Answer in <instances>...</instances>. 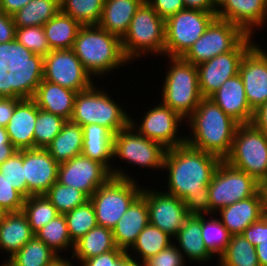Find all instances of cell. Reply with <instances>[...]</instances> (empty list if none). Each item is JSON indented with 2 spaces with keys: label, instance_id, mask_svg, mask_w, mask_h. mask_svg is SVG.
I'll list each match as a JSON object with an SVG mask.
<instances>
[{
  "label": "cell",
  "instance_id": "1",
  "mask_svg": "<svg viewBox=\"0 0 267 266\" xmlns=\"http://www.w3.org/2000/svg\"><path fill=\"white\" fill-rule=\"evenodd\" d=\"M221 159L187 143L167 149L163 170H168L164 192L182 199L189 215H210L208 185Z\"/></svg>",
  "mask_w": 267,
  "mask_h": 266
},
{
  "label": "cell",
  "instance_id": "2",
  "mask_svg": "<svg viewBox=\"0 0 267 266\" xmlns=\"http://www.w3.org/2000/svg\"><path fill=\"white\" fill-rule=\"evenodd\" d=\"M192 130L186 143L224 160L231 152L239 123L227 115L211 98L203 97L185 120ZM193 134V135H192Z\"/></svg>",
  "mask_w": 267,
  "mask_h": 266
},
{
  "label": "cell",
  "instance_id": "3",
  "mask_svg": "<svg viewBox=\"0 0 267 266\" xmlns=\"http://www.w3.org/2000/svg\"><path fill=\"white\" fill-rule=\"evenodd\" d=\"M72 50L93 79V75L100 78L129 63L124 57L121 39L98 25L82 26Z\"/></svg>",
  "mask_w": 267,
  "mask_h": 266
},
{
  "label": "cell",
  "instance_id": "4",
  "mask_svg": "<svg viewBox=\"0 0 267 266\" xmlns=\"http://www.w3.org/2000/svg\"><path fill=\"white\" fill-rule=\"evenodd\" d=\"M168 68L162 85V101L183 119H187L197 108L201 99L197 65L181 57H168Z\"/></svg>",
  "mask_w": 267,
  "mask_h": 266
},
{
  "label": "cell",
  "instance_id": "5",
  "mask_svg": "<svg viewBox=\"0 0 267 266\" xmlns=\"http://www.w3.org/2000/svg\"><path fill=\"white\" fill-rule=\"evenodd\" d=\"M92 85L76 94L70 120L80 126L98 124L114 135L130 124L131 116L113 100L107 91ZM98 89V90H97Z\"/></svg>",
  "mask_w": 267,
  "mask_h": 266
},
{
  "label": "cell",
  "instance_id": "6",
  "mask_svg": "<svg viewBox=\"0 0 267 266\" xmlns=\"http://www.w3.org/2000/svg\"><path fill=\"white\" fill-rule=\"evenodd\" d=\"M124 57L130 62L141 54L164 55L165 20L144 1L133 16L128 31L121 39Z\"/></svg>",
  "mask_w": 267,
  "mask_h": 266
},
{
  "label": "cell",
  "instance_id": "7",
  "mask_svg": "<svg viewBox=\"0 0 267 266\" xmlns=\"http://www.w3.org/2000/svg\"><path fill=\"white\" fill-rule=\"evenodd\" d=\"M224 160L258 183L267 181V135L252 123L239 124L231 152Z\"/></svg>",
  "mask_w": 267,
  "mask_h": 266
},
{
  "label": "cell",
  "instance_id": "8",
  "mask_svg": "<svg viewBox=\"0 0 267 266\" xmlns=\"http://www.w3.org/2000/svg\"><path fill=\"white\" fill-rule=\"evenodd\" d=\"M0 60L8 63V70L14 71V98H32L43 80L44 57L14 39L0 43Z\"/></svg>",
  "mask_w": 267,
  "mask_h": 266
},
{
  "label": "cell",
  "instance_id": "9",
  "mask_svg": "<svg viewBox=\"0 0 267 266\" xmlns=\"http://www.w3.org/2000/svg\"><path fill=\"white\" fill-rule=\"evenodd\" d=\"M135 180L111 177L89 198L98 226L113 229L142 189Z\"/></svg>",
  "mask_w": 267,
  "mask_h": 266
},
{
  "label": "cell",
  "instance_id": "10",
  "mask_svg": "<svg viewBox=\"0 0 267 266\" xmlns=\"http://www.w3.org/2000/svg\"><path fill=\"white\" fill-rule=\"evenodd\" d=\"M260 189L252 176L221 160L208 185L210 214L237 201L253 196Z\"/></svg>",
  "mask_w": 267,
  "mask_h": 266
},
{
  "label": "cell",
  "instance_id": "11",
  "mask_svg": "<svg viewBox=\"0 0 267 266\" xmlns=\"http://www.w3.org/2000/svg\"><path fill=\"white\" fill-rule=\"evenodd\" d=\"M216 18V12L183 9L165 20V57H182Z\"/></svg>",
  "mask_w": 267,
  "mask_h": 266
},
{
  "label": "cell",
  "instance_id": "12",
  "mask_svg": "<svg viewBox=\"0 0 267 266\" xmlns=\"http://www.w3.org/2000/svg\"><path fill=\"white\" fill-rule=\"evenodd\" d=\"M248 35L229 21L215 18L203 35L181 57L198 65L215 56L234 50Z\"/></svg>",
  "mask_w": 267,
  "mask_h": 266
},
{
  "label": "cell",
  "instance_id": "13",
  "mask_svg": "<svg viewBox=\"0 0 267 266\" xmlns=\"http://www.w3.org/2000/svg\"><path fill=\"white\" fill-rule=\"evenodd\" d=\"M166 150L160 143L142 136L131 124L113 137V158L142 168H163Z\"/></svg>",
  "mask_w": 267,
  "mask_h": 266
},
{
  "label": "cell",
  "instance_id": "14",
  "mask_svg": "<svg viewBox=\"0 0 267 266\" xmlns=\"http://www.w3.org/2000/svg\"><path fill=\"white\" fill-rule=\"evenodd\" d=\"M72 49L51 50L44 57L43 80L80 92L94 82Z\"/></svg>",
  "mask_w": 267,
  "mask_h": 266
},
{
  "label": "cell",
  "instance_id": "15",
  "mask_svg": "<svg viewBox=\"0 0 267 266\" xmlns=\"http://www.w3.org/2000/svg\"><path fill=\"white\" fill-rule=\"evenodd\" d=\"M252 37L248 35L234 50L197 65L202 97H210L226 80L239 73L242 58L256 43Z\"/></svg>",
  "mask_w": 267,
  "mask_h": 266
},
{
  "label": "cell",
  "instance_id": "16",
  "mask_svg": "<svg viewBox=\"0 0 267 266\" xmlns=\"http://www.w3.org/2000/svg\"><path fill=\"white\" fill-rule=\"evenodd\" d=\"M149 109L140 124H136L134 119L130 118V124L142 136L160 143L166 149L186 143V137H179L177 134L178 126L185 121L178 113L163 103Z\"/></svg>",
  "mask_w": 267,
  "mask_h": 266
},
{
  "label": "cell",
  "instance_id": "17",
  "mask_svg": "<svg viewBox=\"0 0 267 266\" xmlns=\"http://www.w3.org/2000/svg\"><path fill=\"white\" fill-rule=\"evenodd\" d=\"M112 177L101 163L83 154L59 164L57 182L82 191L88 198Z\"/></svg>",
  "mask_w": 267,
  "mask_h": 266
},
{
  "label": "cell",
  "instance_id": "18",
  "mask_svg": "<svg viewBox=\"0 0 267 266\" xmlns=\"http://www.w3.org/2000/svg\"><path fill=\"white\" fill-rule=\"evenodd\" d=\"M141 195L146 199L149 223L174 237L190 216L183 200L156 189L143 188Z\"/></svg>",
  "mask_w": 267,
  "mask_h": 266
},
{
  "label": "cell",
  "instance_id": "19",
  "mask_svg": "<svg viewBox=\"0 0 267 266\" xmlns=\"http://www.w3.org/2000/svg\"><path fill=\"white\" fill-rule=\"evenodd\" d=\"M256 43L245 53L239 66L247 102L255 111L267 100V51Z\"/></svg>",
  "mask_w": 267,
  "mask_h": 266
},
{
  "label": "cell",
  "instance_id": "20",
  "mask_svg": "<svg viewBox=\"0 0 267 266\" xmlns=\"http://www.w3.org/2000/svg\"><path fill=\"white\" fill-rule=\"evenodd\" d=\"M23 168L31 195H44L57 181L59 164L46 148L23 150Z\"/></svg>",
  "mask_w": 267,
  "mask_h": 266
},
{
  "label": "cell",
  "instance_id": "21",
  "mask_svg": "<svg viewBox=\"0 0 267 266\" xmlns=\"http://www.w3.org/2000/svg\"><path fill=\"white\" fill-rule=\"evenodd\" d=\"M216 18L229 21L253 36V29L266 25L267 0H224L216 9Z\"/></svg>",
  "mask_w": 267,
  "mask_h": 266
},
{
  "label": "cell",
  "instance_id": "22",
  "mask_svg": "<svg viewBox=\"0 0 267 266\" xmlns=\"http://www.w3.org/2000/svg\"><path fill=\"white\" fill-rule=\"evenodd\" d=\"M113 137L114 134L104 126L98 124L83 126L82 154L103 164L112 177L134 180L128 172H124L119 166V169L113 167L110 163L113 159Z\"/></svg>",
  "mask_w": 267,
  "mask_h": 266
},
{
  "label": "cell",
  "instance_id": "23",
  "mask_svg": "<svg viewBox=\"0 0 267 266\" xmlns=\"http://www.w3.org/2000/svg\"><path fill=\"white\" fill-rule=\"evenodd\" d=\"M209 98L239 124L252 122L254 111L247 102L239 74L226 80Z\"/></svg>",
  "mask_w": 267,
  "mask_h": 266
},
{
  "label": "cell",
  "instance_id": "24",
  "mask_svg": "<svg viewBox=\"0 0 267 266\" xmlns=\"http://www.w3.org/2000/svg\"><path fill=\"white\" fill-rule=\"evenodd\" d=\"M217 212L220 213L219 220L231 235L242 234L253 222L264 216L260 189L253 196L223 207Z\"/></svg>",
  "mask_w": 267,
  "mask_h": 266
},
{
  "label": "cell",
  "instance_id": "25",
  "mask_svg": "<svg viewBox=\"0 0 267 266\" xmlns=\"http://www.w3.org/2000/svg\"><path fill=\"white\" fill-rule=\"evenodd\" d=\"M148 224L149 212L146 199L140 194L112 229L116 247L128 251Z\"/></svg>",
  "mask_w": 267,
  "mask_h": 266
},
{
  "label": "cell",
  "instance_id": "26",
  "mask_svg": "<svg viewBox=\"0 0 267 266\" xmlns=\"http://www.w3.org/2000/svg\"><path fill=\"white\" fill-rule=\"evenodd\" d=\"M38 107L32 98L21 99L15 106L6 131L17 150L34 148V129Z\"/></svg>",
  "mask_w": 267,
  "mask_h": 266
},
{
  "label": "cell",
  "instance_id": "27",
  "mask_svg": "<svg viewBox=\"0 0 267 266\" xmlns=\"http://www.w3.org/2000/svg\"><path fill=\"white\" fill-rule=\"evenodd\" d=\"M77 93L58 84L42 80L32 99L39 109L70 120Z\"/></svg>",
  "mask_w": 267,
  "mask_h": 266
},
{
  "label": "cell",
  "instance_id": "28",
  "mask_svg": "<svg viewBox=\"0 0 267 266\" xmlns=\"http://www.w3.org/2000/svg\"><path fill=\"white\" fill-rule=\"evenodd\" d=\"M145 0H104L98 26L120 39L127 33L130 22Z\"/></svg>",
  "mask_w": 267,
  "mask_h": 266
},
{
  "label": "cell",
  "instance_id": "29",
  "mask_svg": "<svg viewBox=\"0 0 267 266\" xmlns=\"http://www.w3.org/2000/svg\"><path fill=\"white\" fill-rule=\"evenodd\" d=\"M202 215H190L177 234L173 237L178 242V250L187 257V260L200 263L212 260L214 257L206 248L201 236Z\"/></svg>",
  "mask_w": 267,
  "mask_h": 266
},
{
  "label": "cell",
  "instance_id": "30",
  "mask_svg": "<svg viewBox=\"0 0 267 266\" xmlns=\"http://www.w3.org/2000/svg\"><path fill=\"white\" fill-rule=\"evenodd\" d=\"M34 236L22 211L4 215L0 225V249L9 253L7 259L16 254Z\"/></svg>",
  "mask_w": 267,
  "mask_h": 266
},
{
  "label": "cell",
  "instance_id": "31",
  "mask_svg": "<svg viewBox=\"0 0 267 266\" xmlns=\"http://www.w3.org/2000/svg\"><path fill=\"white\" fill-rule=\"evenodd\" d=\"M83 127L67 120L61 132L46 147L50 156L58 163H64L82 154Z\"/></svg>",
  "mask_w": 267,
  "mask_h": 266
},
{
  "label": "cell",
  "instance_id": "32",
  "mask_svg": "<svg viewBox=\"0 0 267 266\" xmlns=\"http://www.w3.org/2000/svg\"><path fill=\"white\" fill-rule=\"evenodd\" d=\"M81 27L79 22L61 11L43 25L51 50L72 49Z\"/></svg>",
  "mask_w": 267,
  "mask_h": 266
},
{
  "label": "cell",
  "instance_id": "33",
  "mask_svg": "<svg viewBox=\"0 0 267 266\" xmlns=\"http://www.w3.org/2000/svg\"><path fill=\"white\" fill-rule=\"evenodd\" d=\"M115 248L112 230L97 225L75 242L70 259L75 258L81 263Z\"/></svg>",
  "mask_w": 267,
  "mask_h": 266
},
{
  "label": "cell",
  "instance_id": "34",
  "mask_svg": "<svg viewBox=\"0 0 267 266\" xmlns=\"http://www.w3.org/2000/svg\"><path fill=\"white\" fill-rule=\"evenodd\" d=\"M60 11V0H31L12 18L15 27L43 26Z\"/></svg>",
  "mask_w": 267,
  "mask_h": 266
},
{
  "label": "cell",
  "instance_id": "35",
  "mask_svg": "<svg viewBox=\"0 0 267 266\" xmlns=\"http://www.w3.org/2000/svg\"><path fill=\"white\" fill-rule=\"evenodd\" d=\"M172 238L168 233L149 223L141 231L135 243L127 252L133 260L137 261L141 257L140 260L142 259L141 261L144 262L149 257L158 254L161 250L172 244ZM131 250L134 252V255H138V258H133L134 255L129 253Z\"/></svg>",
  "mask_w": 267,
  "mask_h": 266
},
{
  "label": "cell",
  "instance_id": "36",
  "mask_svg": "<svg viewBox=\"0 0 267 266\" xmlns=\"http://www.w3.org/2000/svg\"><path fill=\"white\" fill-rule=\"evenodd\" d=\"M218 261L219 266H260L255 246L242 234L231 236L225 252Z\"/></svg>",
  "mask_w": 267,
  "mask_h": 266
},
{
  "label": "cell",
  "instance_id": "37",
  "mask_svg": "<svg viewBox=\"0 0 267 266\" xmlns=\"http://www.w3.org/2000/svg\"><path fill=\"white\" fill-rule=\"evenodd\" d=\"M35 236L58 255H60L59 253L63 250L74 249L75 243L70 238L64 214L57 215L43 226Z\"/></svg>",
  "mask_w": 267,
  "mask_h": 266
},
{
  "label": "cell",
  "instance_id": "38",
  "mask_svg": "<svg viewBox=\"0 0 267 266\" xmlns=\"http://www.w3.org/2000/svg\"><path fill=\"white\" fill-rule=\"evenodd\" d=\"M22 213L26 216L34 234L59 215L55 206L45 195H31L26 198Z\"/></svg>",
  "mask_w": 267,
  "mask_h": 266
},
{
  "label": "cell",
  "instance_id": "39",
  "mask_svg": "<svg viewBox=\"0 0 267 266\" xmlns=\"http://www.w3.org/2000/svg\"><path fill=\"white\" fill-rule=\"evenodd\" d=\"M57 256V253L34 236L9 260L14 266H48Z\"/></svg>",
  "mask_w": 267,
  "mask_h": 266
},
{
  "label": "cell",
  "instance_id": "40",
  "mask_svg": "<svg viewBox=\"0 0 267 266\" xmlns=\"http://www.w3.org/2000/svg\"><path fill=\"white\" fill-rule=\"evenodd\" d=\"M103 7L104 0H60V11L82 26L98 25Z\"/></svg>",
  "mask_w": 267,
  "mask_h": 266
},
{
  "label": "cell",
  "instance_id": "41",
  "mask_svg": "<svg viewBox=\"0 0 267 266\" xmlns=\"http://www.w3.org/2000/svg\"><path fill=\"white\" fill-rule=\"evenodd\" d=\"M71 240L75 243L97 226L96 213L90 199L83 205L64 214Z\"/></svg>",
  "mask_w": 267,
  "mask_h": 266
},
{
  "label": "cell",
  "instance_id": "42",
  "mask_svg": "<svg viewBox=\"0 0 267 266\" xmlns=\"http://www.w3.org/2000/svg\"><path fill=\"white\" fill-rule=\"evenodd\" d=\"M210 218L207 220L205 215H202L201 236L207 250L214 257L218 255V258L225 252L232 235L217 217Z\"/></svg>",
  "mask_w": 267,
  "mask_h": 266
},
{
  "label": "cell",
  "instance_id": "43",
  "mask_svg": "<svg viewBox=\"0 0 267 266\" xmlns=\"http://www.w3.org/2000/svg\"><path fill=\"white\" fill-rule=\"evenodd\" d=\"M44 195L55 206L59 214L70 212L89 200L82 191L62 185L57 181Z\"/></svg>",
  "mask_w": 267,
  "mask_h": 266
},
{
  "label": "cell",
  "instance_id": "44",
  "mask_svg": "<svg viewBox=\"0 0 267 266\" xmlns=\"http://www.w3.org/2000/svg\"><path fill=\"white\" fill-rule=\"evenodd\" d=\"M67 120L38 108L34 129V148H46L61 132Z\"/></svg>",
  "mask_w": 267,
  "mask_h": 266
},
{
  "label": "cell",
  "instance_id": "45",
  "mask_svg": "<svg viewBox=\"0 0 267 266\" xmlns=\"http://www.w3.org/2000/svg\"><path fill=\"white\" fill-rule=\"evenodd\" d=\"M3 177L26 199L31 194L27 190L23 168V150H18L0 165Z\"/></svg>",
  "mask_w": 267,
  "mask_h": 266
},
{
  "label": "cell",
  "instance_id": "46",
  "mask_svg": "<svg viewBox=\"0 0 267 266\" xmlns=\"http://www.w3.org/2000/svg\"><path fill=\"white\" fill-rule=\"evenodd\" d=\"M15 39L34 54L45 57L51 51L43 26L16 27Z\"/></svg>",
  "mask_w": 267,
  "mask_h": 266
},
{
  "label": "cell",
  "instance_id": "47",
  "mask_svg": "<svg viewBox=\"0 0 267 266\" xmlns=\"http://www.w3.org/2000/svg\"><path fill=\"white\" fill-rule=\"evenodd\" d=\"M242 235L255 246L260 266H267V217L262 216L253 222Z\"/></svg>",
  "mask_w": 267,
  "mask_h": 266
},
{
  "label": "cell",
  "instance_id": "48",
  "mask_svg": "<svg viewBox=\"0 0 267 266\" xmlns=\"http://www.w3.org/2000/svg\"><path fill=\"white\" fill-rule=\"evenodd\" d=\"M25 198L0 173V208L6 213L21 212Z\"/></svg>",
  "mask_w": 267,
  "mask_h": 266
},
{
  "label": "cell",
  "instance_id": "49",
  "mask_svg": "<svg viewBox=\"0 0 267 266\" xmlns=\"http://www.w3.org/2000/svg\"><path fill=\"white\" fill-rule=\"evenodd\" d=\"M132 259L127 251L115 248L112 251L102 253L98 256L83 260L81 266H126Z\"/></svg>",
  "mask_w": 267,
  "mask_h": 266
},
{
  "label": "cell",
  "instance_id": "50",
  "mask_svg": "<svg viewBox=\"0 0 267 266\" xmlns=\"http://www.w3.org/2000/svg\"><path fill=\"white\" fill-rule=\"evenodd\" d=\"M144 263L146 266H185L186 262L177 245L172 243L158 254L149 257Z\"/></svg>",
  "mask_w": 267,
  "mask_h": 266
},
{
  "label": "cell",
  "instance_id": "51",
  "mask_svg": "<svg viewBox=\"0 0 267 266\" xmlns=\"http://www.w3.org/2000/svg\"><path fill=\"white\" fill-rule=\"evenodd\" d=\"M164 20L185 9L183 0H145Z\"/></svg>",
  "mask_w": 267,
  "mask_h": 266
},
{
  "label": "cell",
  "instance_id": "52",
  "mask_svg": "<svg viewBox=\"0 0 267 266\" xmlns=\"http://www.w3.org/2000/svg\"><path fill=\"white\" fill-rule=\"evenodd\" d=\"M13 70H8V63L0 60V97L14 98Z\"/></svg>",
  "mask_w": 267,
  "mask_h": 266
},
{
  "label": "cell",
  "instance_id": "53",
  "mask_svg": "<svg viewBox=\"0 0 267 266\" xmlns=\"http://www.w3.org/2000/svg\"><path fill=\"white\" fill-rule=\"evenodd\" d=\"M15 24L12 16L0 10V43L10 42L15 39Z\"/></svg>",
  "mask_w": 267,
  "mask_h": 266
},
{
  "label": "cell",
  "instance_id": "54",
  "mask_svg": "<svg viewBox=\"0 0 267 266\" xmlns=\"http://www.w3.org/2000/svg\"><path fill=\"white\" fill-rule=\"evenodd\" d=\"M20 98L0 97V126L6 127Z\"/></svg>",
  "mask_w": 267,
  "mask_h": 266
},
{
  "label": "cell",
  "instance_id": "55",
  "mask_svg": "<svg viewBox=\"0 0 267 266\" xmlns=\"http://www.w3.org/2000/svg\"><path fill=\"white\" fill-rule=\"evenodd\" d=\"M17 151L18 150L10 142L6 128L0 126V165Z\"/></svg>",
  "mask_w": 267,
  "mask_h": 266
},
{
  "label": "cell",
  "instance_id": "56",
  "mask_svg": "<svg viewBox=\"0 0 267 266\" xmlns=\"http://www.w3.org/2000/svg\"><path fill=\"white\" fill-rule=\"evenodd\" d=\"M251 123L267 135V100L254 111Z\"/></svg>",
  "mask_w": 267,
  "mask_h": 266
},
{
  "label": "cell",
  "instance_id": "57",
  "mask_svg": "<svg viewBox=\"0 0 267 266\" xmlns=\"http://www.w3.org/2000/svg\"><path fill=\"white\" fill-rule=\"evenodd\" d=\"M30 1L31 0H0V10L7 15L13 16Z\"/></svg>",
  "mask_w": 267,
  "mask_h": 266
},
{
  "label": "cell",
  "instance_id": "58",
  "mask_svg": "<svg viewBox=\"0 0 267 266\" xmlns=\"http://www.w3.org/2000/svg\"><path fill=\"white\" fill-rule=\"evenodd\" d=\"M185 8L208 12H216V8L209 0H183Z\"/></svg>",
  "mask_w": 267,
  "mask_h": 266
},
{
  "label": "cell",
  "instance_id": "59",
  "mask_svg": "<svg viewBox=\"0 0 267 266\" xmlns=\"http://www.w3.org/2000/svg\"><path fill=\"white\" fill-rule=\"evenodd\" d=\"M260 191L263 198V214L267 217V181L260 183Z\"/></svg>",
  "mask_w": 267,
  "mask_h": 266
},
{
  "label": "cell",
  "instance_id": "60",
  "mask_svg": "<svg viewBox=\"0 0 267 266\" xmlns=\"http://www.w3.org/2000/svg\"><path fill=\"white\" fill-rule=\"evenodd\" d=\"M62 255H58L48 266H73L72 260L62 258Z\"/></svg>",
  "mask_w": 267,
  "mask_h": 266
},
{
  "label": "cell",
  "instance_id": "61",
  "mask_svg": "<svg viewBox=\"0 0 267 266\" xmlns=\"http://www.w3.org/2000/svg\"><path fill=\"white\" fill-rule=\"evenodd\" d=\"M126 266H146V264L144 263V262H140V260H139V262L138 261H136V260H133V259H131L127 264H126Z\"/></svg>",
  "mask_w": 267,
  "mask_h": 266
},
{
  "label": "cell",
  "instance_id": "62",
  "mask_svg": "<svg viewBox=\"0 0 267 266\" xmlns=\"http://www.w3.org/2000/svg\"><path fill=\"white\" fill-rule=\"evenodd\" d=\"M209 1L217 9L224 0H209Z\"/></svg>",
  "mask_w": 267,
  "mask_h": 266
},
{
  "label": "cell",
  "instance_id": "63",
  "mask_svg": "<svg viewBox=\"0 0 267 266\" xmlns=\"http://www.w3.org/2000/svg\"><path fill=\"white\" fill-rule=\"evenodd\" d=\"M5 262H2L4 264H2L1 266H14V264L8 259V260H4Z\"/></svg>",
  "mask_w": 267,
  "mask_h": 266
},
{
  "label": "cell",
  "instance_id": "64",
  "mask_svg": "<svg viewBox=\"0 0 267 266\" xmlns=\"http://www.w3.org/2000/svg\"><path fill=\"white\" fill-rule=\"evenodd\" d=\"M5 214H6V212L0 208V225H1V222H2Z\"/></svg>",
  "mask_w": 267,
  "mask_h": 266
}]
</instances>
